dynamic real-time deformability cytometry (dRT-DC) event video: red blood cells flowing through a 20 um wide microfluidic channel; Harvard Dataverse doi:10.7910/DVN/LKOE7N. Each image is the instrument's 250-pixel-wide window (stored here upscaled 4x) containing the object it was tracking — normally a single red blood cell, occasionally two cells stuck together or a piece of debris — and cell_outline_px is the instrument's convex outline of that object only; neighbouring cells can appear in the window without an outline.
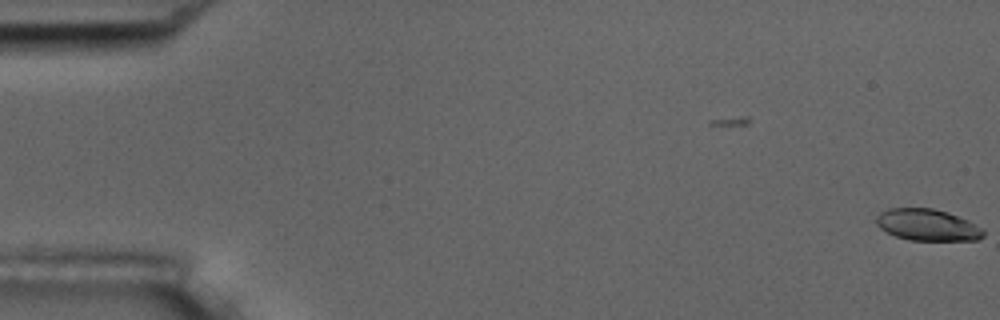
{"species": "common noctule bat (a hibernating species)", "species_latin": "Nyctalus noctula", "temperature_condition": "room temperature", "stored_images_in_passage": 6, "camera_frame_rate_fps": 3000, "um_per_image_px": 0.085, "animal": {"sex": "male", "body_mass_g": 17.5, "forearm_length_mm": 52.3}, "frame": {"image": 1, "passage_image": 6, "time_ms": 1.667, "image_size_px": [1000, 320], "cell_outline_px": [[984, 236], [976, 240], [908, 240], [896, 236], [880, 228], [876, 224], [876, 216], [880, 212], [888, 208], [932, 208], [948, 212], [968, 220], [980, 228], [984, 232]], "centroid_in_image_um": [78.8, 19.11], "position_along_channel_um": 6.2, "area_um2": 19.65}}